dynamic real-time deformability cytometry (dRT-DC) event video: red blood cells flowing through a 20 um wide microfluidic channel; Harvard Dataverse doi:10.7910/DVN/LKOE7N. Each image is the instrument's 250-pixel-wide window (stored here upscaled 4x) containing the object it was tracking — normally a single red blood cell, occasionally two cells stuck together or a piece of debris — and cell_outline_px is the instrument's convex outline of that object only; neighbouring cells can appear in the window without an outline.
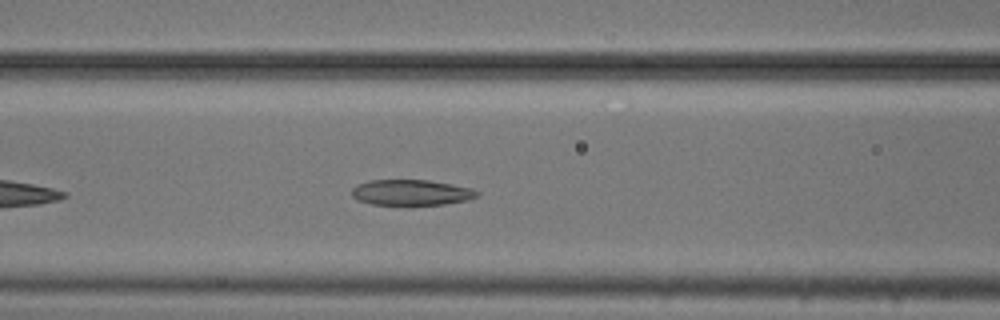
{"species": "common noctule bat (a hibernating species)", "species_latin": "Nyctalus noctula", "temperature_condition": "cold", "stored_images_in_passage": 36, "camera_frame_rate_fps": 3000, "um_per_image_px": 0.085, "animal": {"sex": "male", "body_mass_g": 20.5, "forearm_length_mm": 52.5}, "frame": {"image": 1, "passage_image": 10, "time_ms": 3.0, "image_size_px": [1000, 320], "cell_outline_px": [[480, 196], [468, 200], [444, 204], [372, 204], [360, 200], [352, 196], [352, 188], [356, 184], [368, 180], [428, 180], [472, 188], [480, 192]], "centroid_in_image_um": [34.98, 16.35], "position_along_channel_um": 131.6, "area_um2": 18.61}}
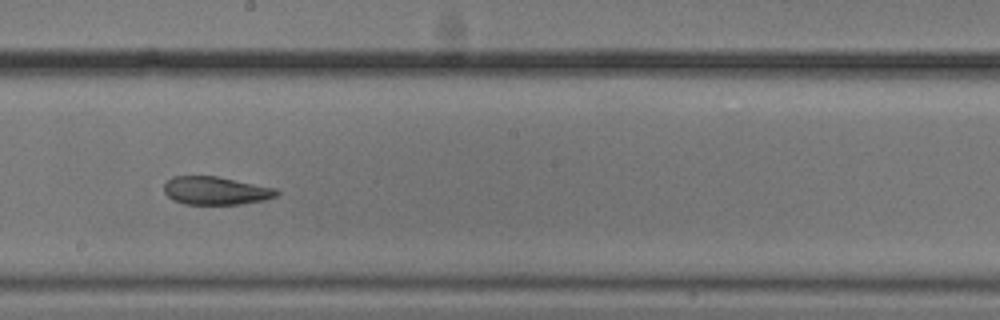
{"frame": {"image": 2, "passage_image": 18, "time_ms": 5.667, "image_size_px": [1000, 320], "cell_outline_px": [[280, 192], [276, 196], [264, 200], [240, 204], [184, 204], [172, 200], [164, 192], [164, 184], [172, 176], [216, 176], [276, 188]], "centroid_in_image_um": [18.32, 16.21], "position_along_channel_um": 229.9, "area_um2": 18.44}}
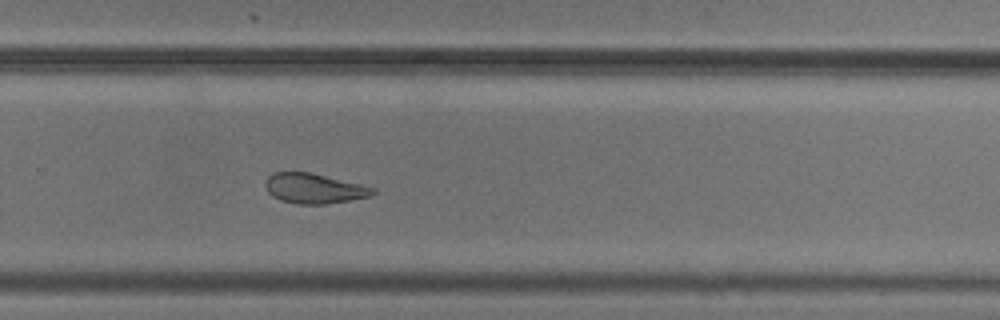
{"frame": {"image": 3, "passage_image": 24, "time_ms": 7.667, "image_size_px": [1000, 320], "cell_outline_px": [[376, 192], [368, 196], [348, 200], [324, 204], [296, 204], [280, 200], [272, 196], [268, 192], [264, 184], [264, 180], [272, 172], [308, 172], [360, 184], [376, 188]], "centroid_in_image_um": [26.63, 16.01], "position_along_channel_um": 303.2, "area_um2": 18.67}, "authors_computed_cell_mechanics": {"area_um2": 20.3167, "velocity_mm_per_s": 3.6805, "shape_relaxation_time_tau1_ms": null, "shape_relaxation_time_tau2_ms": 3.0423, "deformation_change_tau1": null, "deformation_change_tau2": 0.0937}}